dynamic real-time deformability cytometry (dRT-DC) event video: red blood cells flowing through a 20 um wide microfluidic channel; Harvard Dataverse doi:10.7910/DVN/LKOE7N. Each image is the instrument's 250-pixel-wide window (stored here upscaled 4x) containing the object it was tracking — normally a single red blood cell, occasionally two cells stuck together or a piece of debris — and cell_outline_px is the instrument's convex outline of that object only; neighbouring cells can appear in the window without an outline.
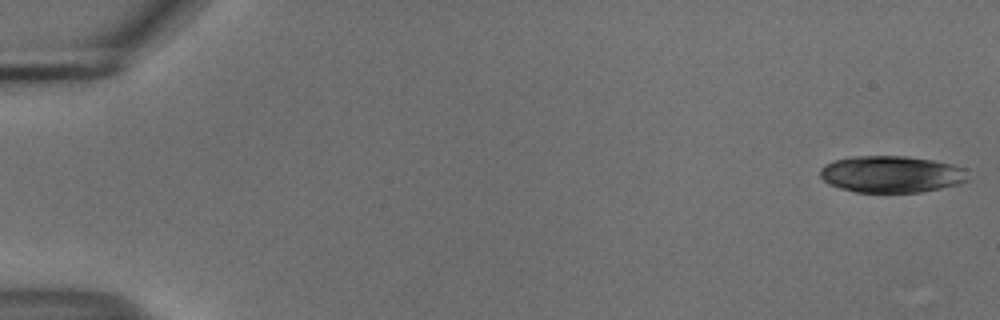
{"species": "common noctule bat (a hibernating species)", "species_latin": "Nyctalus noctula", "temperature_condition": "cold", "stored_images_in_passage": 17, "camera_frame_rate_fps": 3000, "um_per_image_px": 0.085, "animal": {"sex": "male", "body_mass_g": 18.8}, "frame": {"image": 1, "passage_image": 1, "time_ms": 0.0, "image_size_px": [1000, 320], "cell_outline_px": [[968, 180], [956, 184], [940, 188], [920, 192], [856, 192], [840, 188], [828, 184], [820, 176], [820, 168], [824, 164], [836, 160], [852, 156], [904, 156], [932, 160], [952, 164], [968, 168]], "centroid_in_image_um": [75.77, 14.8], "position_along_channel_um": 9.2, "area_um2": 31.73}}
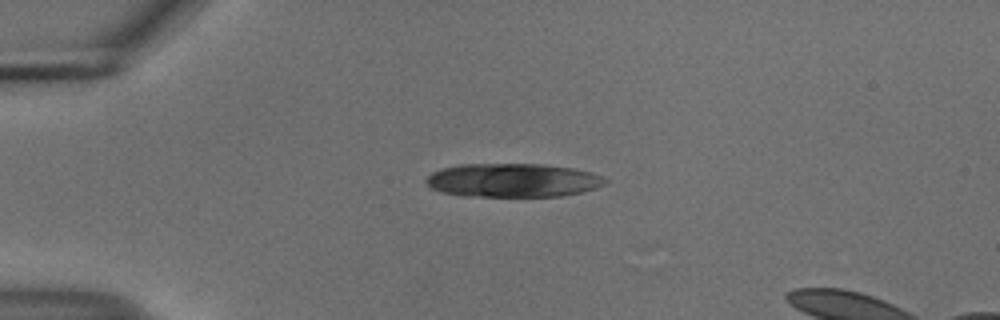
{"frame": {"image": 2, "passage_image": 13, "time_ms": 4.0, "image_size_px": [1000, 320], "cell_outline_px": [[608, 180], [604, 184], [596, 188], [580, 192], [560, 196], [464, 196], [440, 192], [428, 188], [424, 180], [432, 172], [440, 168], [460, 164], [540, 164], [572, 168], [592, 172], [604, 176]], "centroid_in_image_um": [43.54, 15.32], "position_along_channel_um": 41.5, "area_um2": 35.43}}